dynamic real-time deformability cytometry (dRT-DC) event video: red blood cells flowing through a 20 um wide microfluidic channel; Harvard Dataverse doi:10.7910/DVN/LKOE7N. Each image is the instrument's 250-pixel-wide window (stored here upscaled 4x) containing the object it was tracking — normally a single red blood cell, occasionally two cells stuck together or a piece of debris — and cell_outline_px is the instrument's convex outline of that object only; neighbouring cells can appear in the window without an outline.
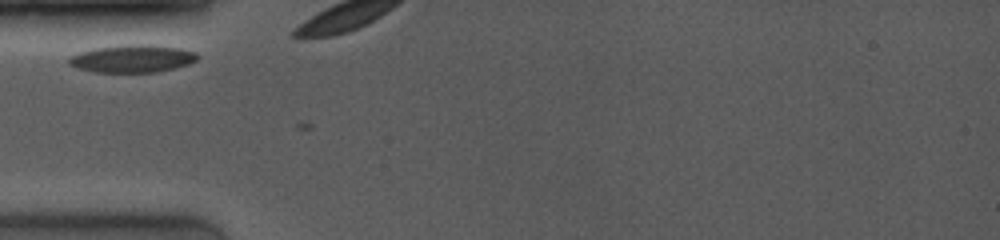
{"species": "common noctule bat (a hibernating species)", "species_latin": "Nyctalus noctula", "temperature_condition": "room temperature", "stored_images_in_passage": 7, "camera_frame_rate_fps": 4000, "um_per_image_px": 0.085, "animal": {"sex": "female", "body_mass_g": 19.0, "forearm_length_mm": 53.3}, "frame": {"image": 1, "passage_image": 2, "time_ms": 0.75, "image_size_px": [1000, 240], "cell_outline_px": [[200, 56], [196, 60], [188, 64], [160, 72], [96, 72], [76, 68], [68, 64], [68, 56], [80, 52], [96, 48], [128, 44], [148, 44], [180, 48], [196, 52]], "centroid_in_image_um": [11.25, 4.98], "position_along_channel_um": 73.8, "area_um2": 20.81}}